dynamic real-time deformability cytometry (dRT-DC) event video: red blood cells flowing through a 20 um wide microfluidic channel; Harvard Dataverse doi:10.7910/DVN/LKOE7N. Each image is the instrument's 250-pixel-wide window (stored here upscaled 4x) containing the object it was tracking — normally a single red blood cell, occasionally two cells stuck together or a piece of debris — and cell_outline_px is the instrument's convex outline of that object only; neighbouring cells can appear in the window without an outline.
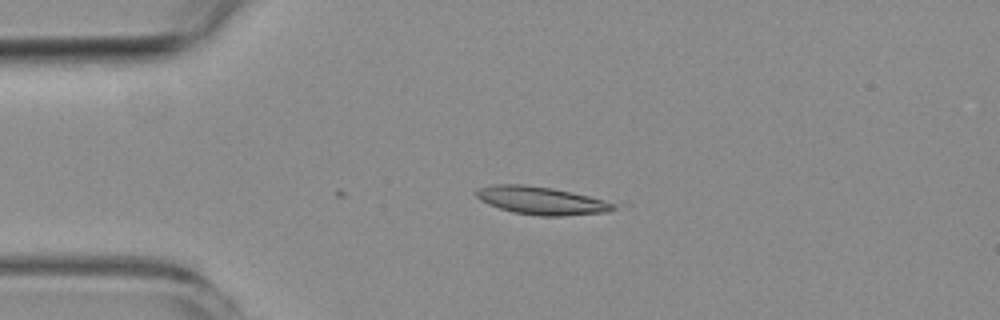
{"species": "common noctule bat (a hibernating species)", "species_latin": "Nyctalus noctula", "temperature_condition": "room temperature", "stored_images_in_passage": 3, "camera_frame_rate_fps": 3000, "um_per_image_px": 0.085, "animal": {"sex": "female", "body_mass_g": 19.3, "forearm_length_mm": 54.1}, "frame": {"image": 1, "passage_image": 1, "time_ms": 0.0, "image_size_px": [1000, 320], "cell_outline_px": [[616, 208], [608, 212], [560, 216], [540, 216], [512, 212], [488, 204], [480, 200], [472, 192], [476, 188], [492, 184], [524, 184], [552, 188], [572, 192], [604, 200], [616, 204]], "centroid_in_image_um": [45.95, 17.04], "position_along_channel_um": 39.0, "area_um2": 22.48}}
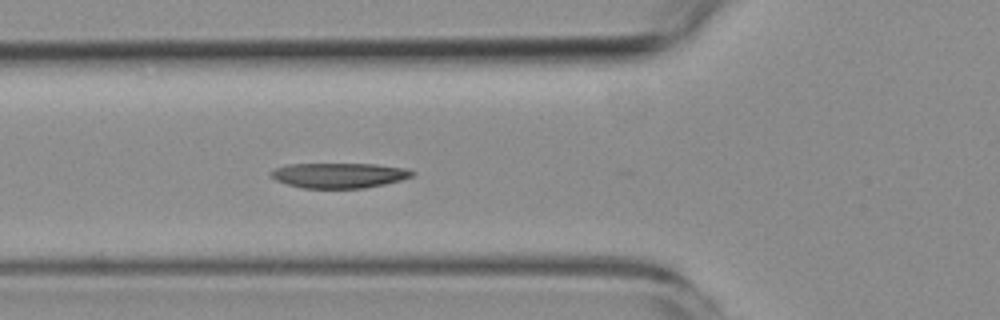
{"frame": {"image": 2, "passage_image": 3, "time_ms": 2.333, "image_size_px": [1000, 320], "cell_outline_px": [[416, 172], [412, 176], [400, 180], [384, 184], [364, 188], [304, 188], [288, 184], [276, 180], [268, 172], [276, 168], [288, 164], [376, 164], [408, 168]], "centroid_in_image_um": [28.85, 14.9], "position_along_channel_um": 97.0, "area_um2": 20.63}}